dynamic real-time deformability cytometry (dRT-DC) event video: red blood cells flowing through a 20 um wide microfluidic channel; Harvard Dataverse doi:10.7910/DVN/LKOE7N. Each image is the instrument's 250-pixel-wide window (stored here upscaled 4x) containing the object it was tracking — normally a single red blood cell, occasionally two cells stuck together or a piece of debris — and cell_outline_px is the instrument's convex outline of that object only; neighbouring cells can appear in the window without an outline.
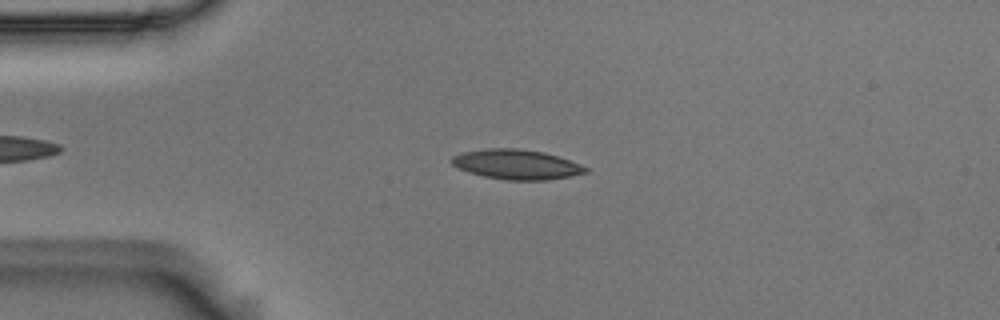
{"species": "Egyptian fruit bat (a non-hibernating species)", "species_latin": "Rousettus aegyptiacus", "temperature_condition": "room temperature", "stored_images_in_passage": 48, "camera_frame_rate_fps": 3000, "um_per_image_px": 0.085, "animal": {"sex": "male"}, "frame": {"image": 1, "passage_image": 12, "time_ms": 3.667, "image_size_px": [1000, 320], "cell_outline_px": [[588, 172], [548, 180], [504, 180], [484, 176], [468, 172], [452, 164], [452, 156], [460, 152], [488, 148], [516, 148], [544, 152], [580, 164], [588, 168]], "centroid_in_image_um": [43.88, 13.97], "position_along_channel_um": 41.1, "area_um2": 23.12}}
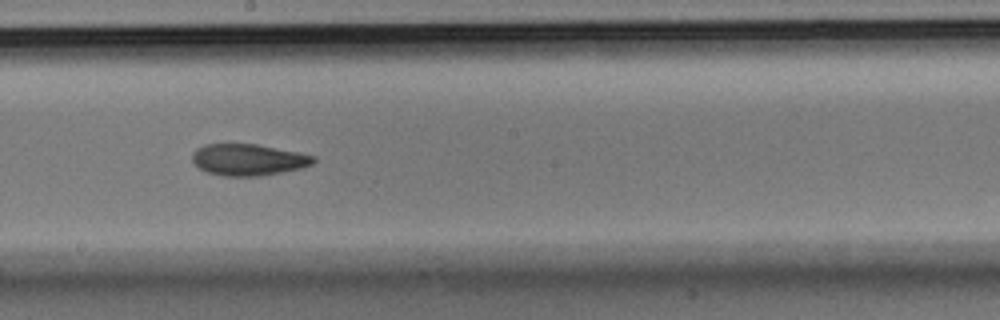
{"frame": {"image": 2, "passage_image": 29, "time_ms": 9.333, "image_size_px": [1000, 320], "cell_outline_px": [[316, 160], [312, 164], [300, 168], [260, 176], [224, 176], [208, 172], [200, 168], [192, 160], [192, 152], [196, 148], [204, 144], [256, 144], [316, 156]], "centroid_in_image_um": [21.08, 13.57], "position_along_channel_um": 227.1, "area_um2": 22.08}}
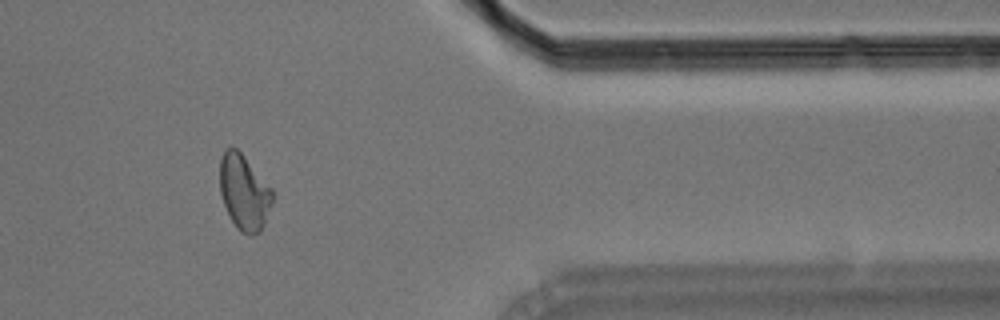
{"frame": {"image": 3, "passage_image": 44, "time_ms": 14.333, "image_size_px": [1000, 320], "cell_outline_px": [[272, 200], [264, 224], [260, 232], [252, 236], [240, 232], [236, 228], [224, 204], [220, 192], [220, 160], [224, 152], [228, 148], [236, 148], [244, 156], [272, 188]], "centroid_in_image_um": [20.75, 16.37], "position_along_channel_um": 390.7, "area_um2": 22.77}, "authors_computed_cell_mechanics": {"area_um2": 22.4264, "velocity_mm_per_s": 3.6961, "shape_relaxation_time_tau1_ms": 8.279, "shape_relaxation_time_tau2_ms": 5.3291, "deformation_change_tau1": 0.1848, "deformation_change_tau2": 0.1175}}